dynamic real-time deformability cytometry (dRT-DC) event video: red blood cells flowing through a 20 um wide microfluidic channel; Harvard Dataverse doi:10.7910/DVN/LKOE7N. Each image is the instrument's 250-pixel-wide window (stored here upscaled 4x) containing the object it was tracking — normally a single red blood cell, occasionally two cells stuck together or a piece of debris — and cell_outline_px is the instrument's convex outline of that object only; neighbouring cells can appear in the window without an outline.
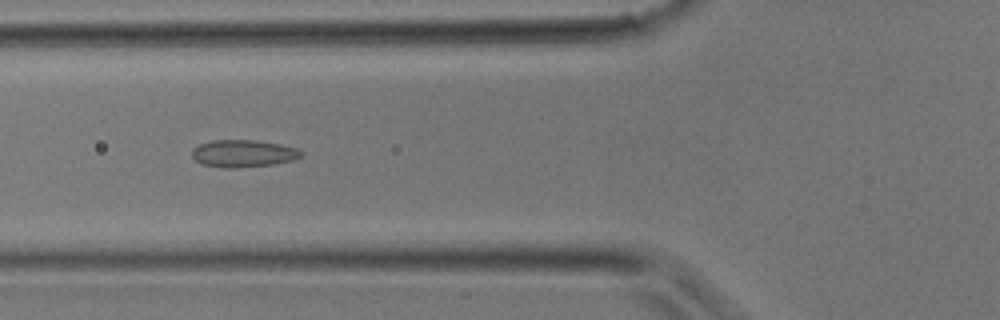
{"species": "common noctule bat (a hibernating species)", "species_latin": "Nyctalus noctula", "temperature_condition": "room temperature", "stored_images_in_passage": 13, "camera_frame_rate_fps": 3000, "um_per_image_px": 0.085, "animal": {"sex": "male", "body_mass_g": 17.9}, "frame": {"image": 1, "passage_image": 11, "time_ms": 3.333, "image_size_px": [1000, 320], "cell_outline_px": [[304, 152], [300, 156], [292, 160], [272, 164], [232, 168], [200, 164], [192, 156], [192, 148], [200, 144], [212, 140], [256, 140], [280, 144], [296, 148]], "centroid_in_image_um": [20.65, 13.03], "position_along_channel_um": 105.1, "area_um2": 17.17}}